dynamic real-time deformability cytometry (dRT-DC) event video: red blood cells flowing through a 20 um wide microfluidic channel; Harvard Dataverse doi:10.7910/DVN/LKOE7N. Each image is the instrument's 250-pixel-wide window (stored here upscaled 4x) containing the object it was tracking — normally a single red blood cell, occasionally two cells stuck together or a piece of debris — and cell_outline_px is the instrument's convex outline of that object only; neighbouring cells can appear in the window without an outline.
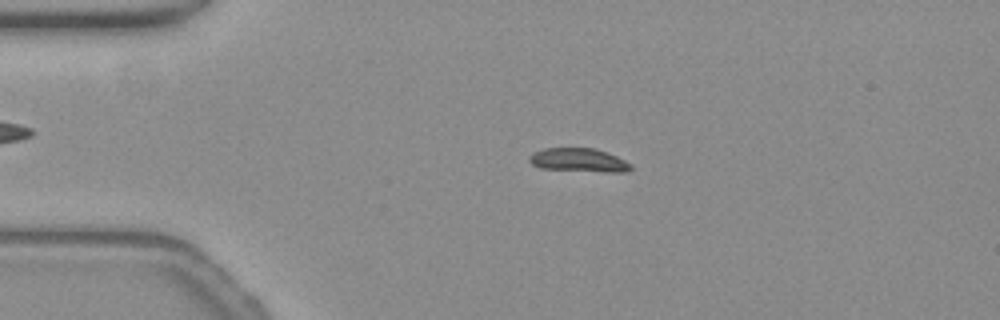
{"species": "common noctule bat (a hibernating species)", "species_latin": "Nyctalus noctula", "temperature_condition": "warm", "stored_images_in_passage": 53, "camera_frame_rate_fps": 3000, "um_per_image_px": 0.085, "animal": {"sex": "female", "body_mass_g": 19.3, "forearm_length_mm": 54.1}, "frame": {"image": 1, "passage_image": 11, "time_ms": 3.333, "image_size_px": [1000, 320], "cell_outline_px": [[632, 168], [628, 172], [604, 172], [540, 168], [532, 164], [528, 160], [528, 156], [544, 148], [592, 148], [616, 156], [632, 164]], "centroid_in_image_um": [49.2, 13.62], "position_along_channel_um": 35.8, "area_um2": 13.87}}
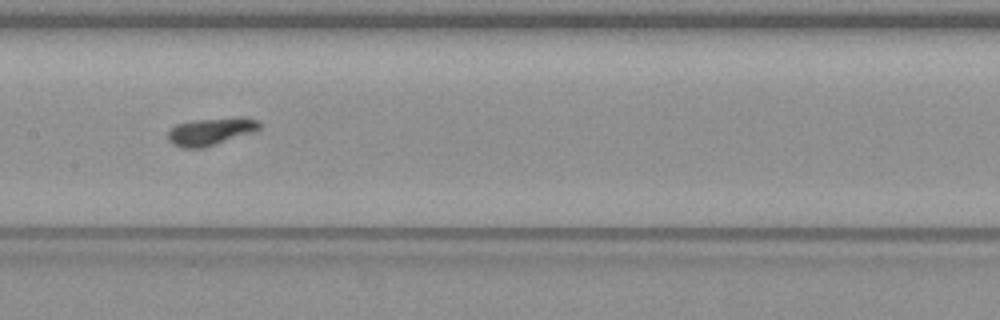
{"frame": {"image": 2, "passage_image": 26, "time_ms": 8.333, "image_size_px": [1000, 320], "cell_outline_px": [[260, 128], [204, 148], [180, 148], [172, 144], [168, 140], [168, 132], [176, 124], [192, 120], [256, 120], [260, 124]], "centroid_in_image_um": [17.73, 11.23], "position_along_channel_um": 189.7, "area_um2": 13.53}}
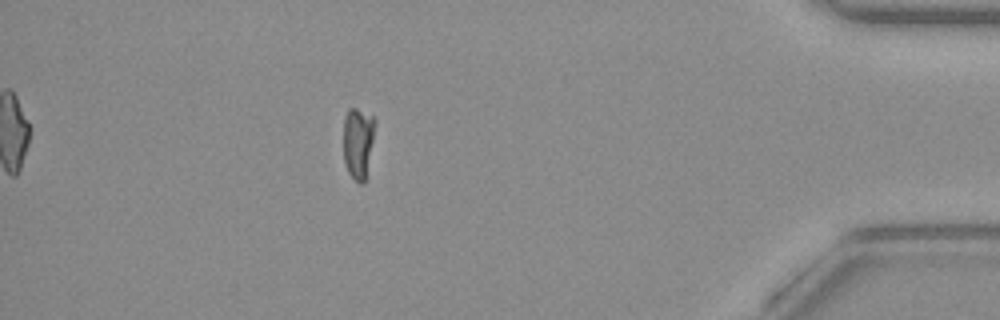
{"frame": {"image": 3, "passage_image": 47, "time_ms": 15.333, "image_size_px": [1000, 320], "cell_outline_px": [[376, 120], [364, 184], [360, 184], [348, 172], [344, 160], [344, 116], [348, 108], [356, 108], [372, 116]], "centroid_in_image_um": [30.42, 12.09], "position_along_channel_um": 404.8, "area_um2": 12.89}, "authors_computed_cell_mechanics": {"area_um2": 13.872, "velocity_mm_per_s": 3.803, "shape_relaxation_time_tau1_ms": 10.4471, "shape_relaxation_time_tau2_ms": null, "deformation_change_tau1": 0.2846, "deformation_change_tau2": null}}